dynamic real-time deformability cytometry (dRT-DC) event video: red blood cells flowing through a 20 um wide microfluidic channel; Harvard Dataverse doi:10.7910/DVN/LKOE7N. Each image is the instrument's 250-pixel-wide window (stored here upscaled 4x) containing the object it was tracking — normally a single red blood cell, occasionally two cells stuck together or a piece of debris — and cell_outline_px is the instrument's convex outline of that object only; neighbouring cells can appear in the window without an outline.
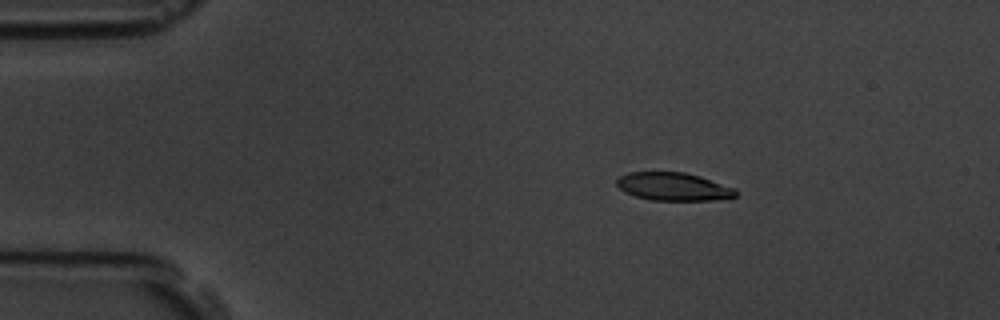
{"species": "common noctule bat (a hibernating species)", "species_latin": "Nyctalus noctula", "temperature_condition": "room temperature", "stored_images_in_passage": 3, "camera_frame_rate_fps": 3000, "um_per_image_px": 0.085, "animal": {"sex": "male", "body_mass_g": 19.5, "forearm_length_mm": 54.6}, "frame": {"image": 1, "passage_image": 1, "time_ms": 0.0, "image_size_px": [1000, 320], "cell_outline_px": [[736, 196], [712, 200], [652, 200], [636, 196], [624, 192], [616, 184], [616, 180], [620, 176], [628, 172], [684, 172], [700, 176], [736, 188]], "centroid_in_image_um": [57.23, 15.85], "position_along_channel_um": 27.8, "area_um2": 19.36}}
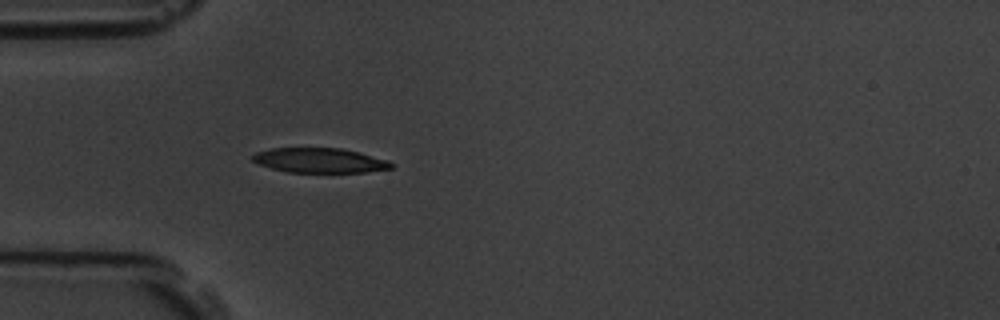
{"frame": {"image": 2, "passage_image": 3, "time_ms": 2.333, "image_size_px": [1000, 320], "cell_outline_px": [[392, 168], [364, 172], [288, 172], [272, 168], [260, 164], [252, 160], [252, 156], [256, 152], [272, 148], [340, 148], [388, 160], [392, 164]], "centroid_in_image_um": [27.14, 13.63], "position_along_channel_um": 57.9, "area_um2": 19.65}}